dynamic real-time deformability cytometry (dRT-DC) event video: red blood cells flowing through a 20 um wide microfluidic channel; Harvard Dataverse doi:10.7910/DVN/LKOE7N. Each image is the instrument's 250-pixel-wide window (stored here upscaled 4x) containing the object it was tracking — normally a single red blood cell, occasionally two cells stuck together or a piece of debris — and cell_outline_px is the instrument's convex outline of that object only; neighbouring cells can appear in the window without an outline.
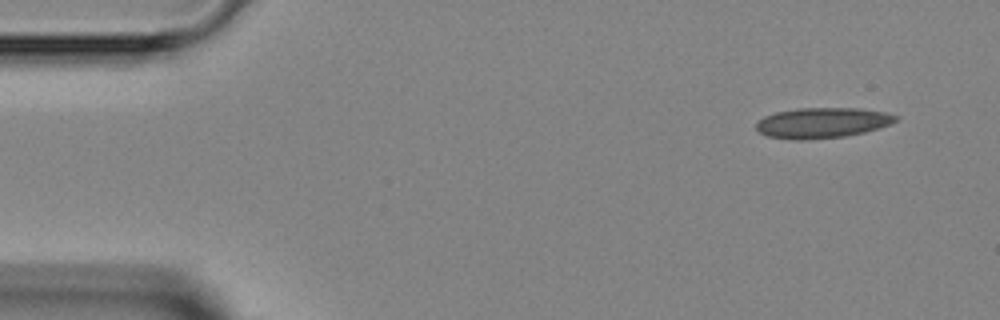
{"species": "Egyptian fruit bat (a non-hibernating species)", "species_latin": "Rousettus aegyptiacus", "temperature_condition": "room temperature", "stored_images_in_passage": 44, "camera_frame_rate_fps": 3000, "um_per_image_px": 0.085, "animal": {"sex": "female"}, "frame": {"image": 1, "passage_image": 1, "time_ms": 0.0, "image_size_px": [1000, 320], "cell_outline_px": [[900, 120], [892, 124], [880, 128], [864, 132], [844, 136], [808, 140], [796, 140], [768, 136], [760, 132], [756, 128], [756, 124], [764, 116], [776, 112], [796, 108], [860, 108], [884, 112], [900, 116]], "centroid_in_image_um": [69.95, 10.43], "position_along_channel_um": 15.1, "area_um2": 24.91}}
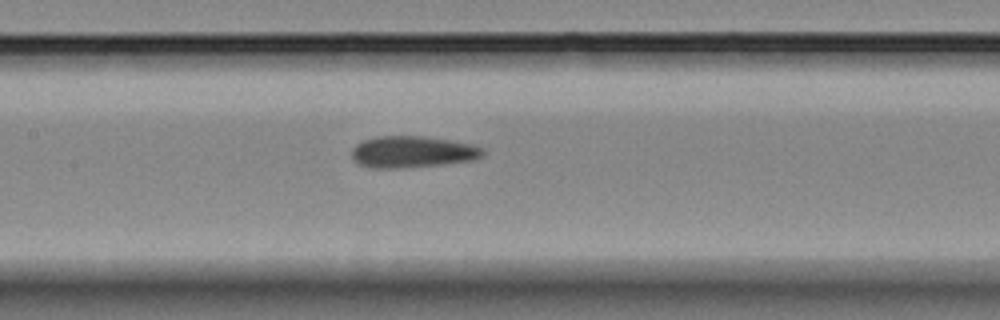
{"frame": {"image": 2, "passage_image": 19, "time_ms": 6.0, "image_size_px": [1000, 320], "cell_outline_px": [[484, 156], [472, 160], [444, 164], [400, 168], [372, 168], [360, 164], [352, 160], [352, 148], [356, 144], [364, 140], [376, 136], [420, 136], [448, 140], [472, 144], [484, 148]], "centroid_in_image_um": [35.05, 12.91], "position_along_channel_um": 172.4, "area_um2": 24.16}}
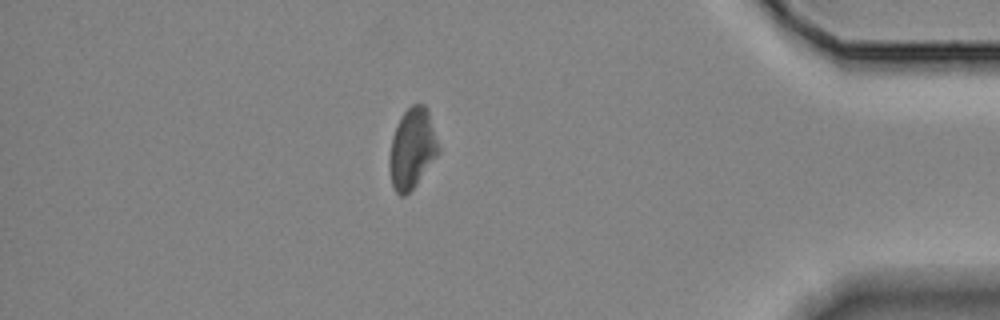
{"frame": {"image": 3, "passage_image": 38, "time_ms": 12.333, "image_size_px": [1000, 320], "cell_outline_px": [[440, 152], [416, 184], [404, 196], [400, 196], [396, 192], [392, 184], [388, 168], [388, 156], [392, 136], [400, 116], [412, 104], [424, 104], [428, 108], [440, 148]], "centroid_in_image_um": [35.02, 12.6], "position_along_channel_um": 400.2, "area_um2": 23.18}}